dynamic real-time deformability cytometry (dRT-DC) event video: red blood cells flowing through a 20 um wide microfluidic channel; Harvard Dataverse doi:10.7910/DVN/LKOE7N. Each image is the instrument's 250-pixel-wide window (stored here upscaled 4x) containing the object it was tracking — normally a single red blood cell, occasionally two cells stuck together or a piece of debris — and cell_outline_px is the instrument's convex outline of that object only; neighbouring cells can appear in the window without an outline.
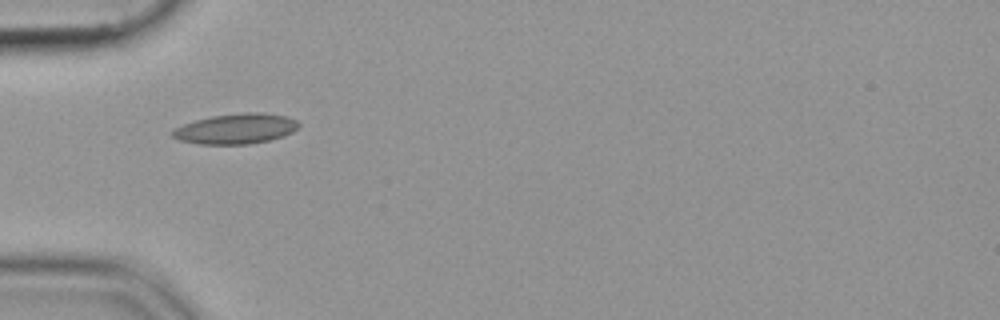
{"species": "common noctule bat (a hibernating species)", "species_latin": "Nyctalus noctula", "temperature_condition": "cold", "stored_images_in_passage": 32, "camera_frame_rate_fps": 3000, "um_per_image_px": 0.085, "animal": {"sex": "female", "body_mass_g": 19.9}, "frame": {"image": 1, "passage_image": 1, "time_ms": 0.0, "image_size_px": [1000, 320], "cell_outline_px": [[300, 124], [292, 132], [284, 136], [268, 140], [248, 144], [200, 144], [180, 140], [172, 136], [168, 132], [184, 124], [196, 120], [212, 116], [244, 112], [264, 112], [288, 116], [296, 120]], "centroid_in_image_um": [20.06, 10.93], "position_along_channel_um": 64.9, "area_um2": 22.25}}
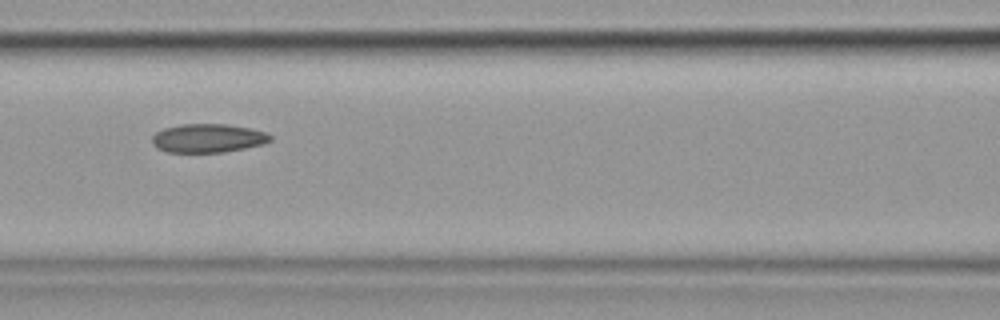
{"frame": {"image": 2, "passage_image": 8, "time_ms": 2.333, "image_size_px": [1000, 320], "cell_outline_px": [[272, 140], [264, 144], [224, 152], [168, 152], [156, 148], [152, 144], [152, 136], [156, 132], [164, 128], [180, 124], [228, 124], [252, 128], [264, 132], [272, 136]], "centroid_in_image_um": [17.67, 11.74], "position_along_channel_um": 148.9, "area_um2": 19.88}}
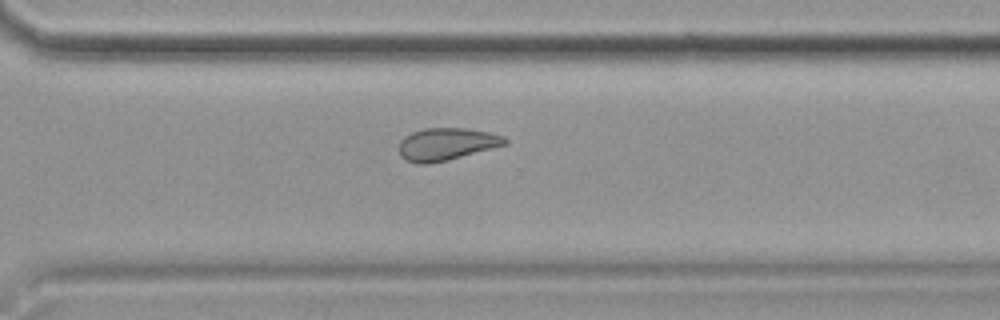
{"frame": {"image": 3, "passage_image": 23, "time_ms": 7.333, "image_size_px": [1000, 320], "cell_outline_px": [[508, 144], [448, 160], [428, 164], [416, 164], [404, 160], [400, 156], [400, 140], [404, 136], [412, 132], [424, 128], [468, 128], [488, 132], [504, 136], [508, 140]], "centroid_in_image_um": [37.94, 12.25], "position_along_channel_um": 332.7, "area_um2": 20.17}}